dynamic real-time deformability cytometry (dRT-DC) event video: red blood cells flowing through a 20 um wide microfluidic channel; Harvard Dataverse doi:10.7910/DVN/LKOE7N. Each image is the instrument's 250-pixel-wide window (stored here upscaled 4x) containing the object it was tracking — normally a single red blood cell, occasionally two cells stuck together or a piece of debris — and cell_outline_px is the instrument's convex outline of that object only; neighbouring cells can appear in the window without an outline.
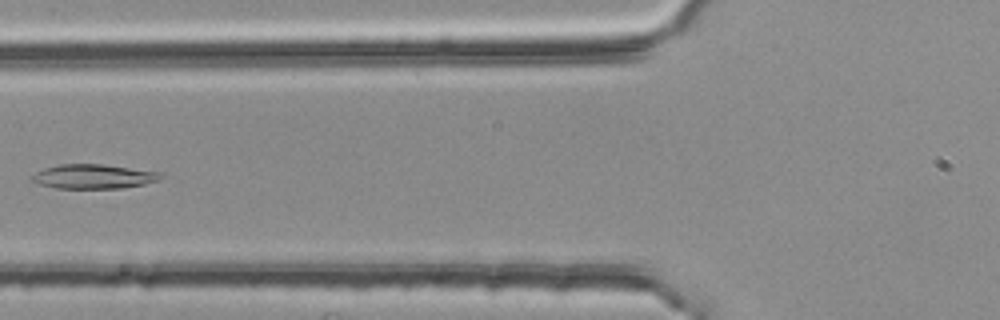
{"species": "common noctule bat (a hibernating species)", "species_latin": "Nyctalus noctula", "temperature_condition": "room temperature", "stored_images_in_passage": 4, "camera_frame_rate_fps": 3000, "um_per_image_px": 0.085, "animal": {"sex": "female", "body_mass_g": 25.1}, "frame": {"image": 1, "passage_image": 4, "time_ms": 1.0, "image_size_px": [1000, 320], "cell_outline_px": [[164, 176], [160, 180], [144, 184], [120, 188], [56, 188], [36, 184], [28, 180], [36, 172], [44, 168], [60, 164], [104, 164], [160, 172]], "centroid_in_image_um": [7.92, 15.0], "position_along_channel_um": 117.9, "area_um2": 18.44}}